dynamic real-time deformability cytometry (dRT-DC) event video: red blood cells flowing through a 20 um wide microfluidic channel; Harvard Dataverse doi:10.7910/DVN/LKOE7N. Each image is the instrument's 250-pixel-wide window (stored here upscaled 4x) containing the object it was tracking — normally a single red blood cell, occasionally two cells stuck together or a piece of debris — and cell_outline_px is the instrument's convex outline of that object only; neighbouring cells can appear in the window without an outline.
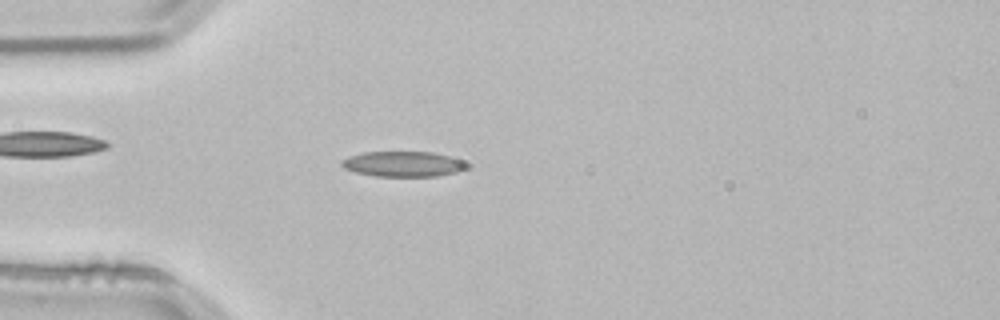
{"species": "common noctule bat (a hibernating species)", "species_latin": "Nyctalus noctula", "temperature_condition": "room temperature", "stored_images_in_passage": 36, "camera_frame_rate_fps": 3000, "um_per_image_px": 0.085, "animal": {"sex": "male", "body_mass_g": 21.5, "forearm_length_mm": 52.0}, "frame": {"image": 1, "passage_image": 3, "time_ms": 0.667, "image_size_px": [1000, 320], "cell_outline_px": [[464, 168], [456, 172], [436, 176], [376, 176], [356, 172], [344, 168], [340, 164], [340, 160], [348, 156], [364, 152], [432, 152], [448, 156], [460, 160], [464, 164]], "centroid_in_image_um": [34.17, 13.93], "position_along_channel_um": 50.8, "area_um2": 18.15}}
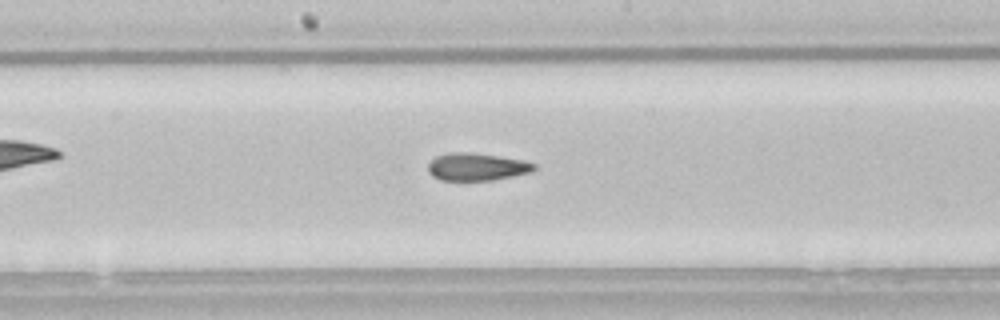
{"frame": {"image": 2, "passage_image": 16, "time_ms": 5.0, "image_size_px": [1000, 320], "cell_outline_px": [[536, 168], [528, 172], [512, 176], [492, 180], [440, 180], [432, 176], [428, 172], [428, 164], [436, 156], [448, 152], [472, 152], [524, 160], [536, 164]], "centroid_in_image_um": [40.49, 14.17], "position_along_channel_um": 207.7, "area_um2": 16.99}}
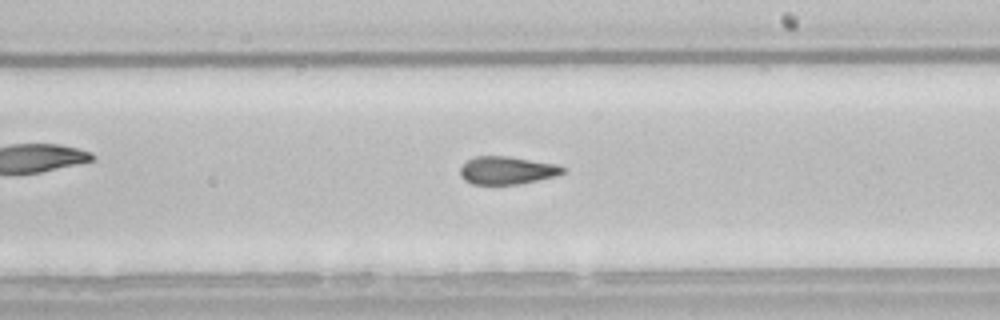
{"frame": {"image": 3, "passage_image": 19, "time_ms": 6.0, "image_size_px": [1000, 320], "cell_outline_px": [[564, 172], [556, 176], [520, 184], [472, 184], [464, 180], [460, 176], [460, 168], [468, 160], [476, 156], [508, 156], [556, 164], [564, 168]], "centroid_in_image_um": [43.08, 14.48], "position_along_channel_um": 245.9, "area_um2": 16.59}, "authors_computed_cell_mechanics": {"area_um2": 17.6868, "velocity_mm_per_s": 3.8409, "shape_relaxation_time_tau1_ms": null, "shape_relaxation_time_tau2_ms": 2.7886, "deformation_change_tau1": null, "deformation_change_tau2": 0.1121}}